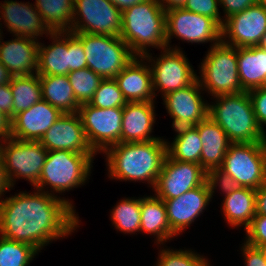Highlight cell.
<instances>
[{"mask_svg": "<svg viewBox=\"0 0 266 266\" xmlns=\"http://www.w3.org/2000/svg\"><path fill=\"white\" fill-rule=\"evenodd\" d=\"M52 44L38 46V75H67L69 73L68 32H52Z\"/></svg>", "mask_w": 266, "mask_h": 266, "instance_id": "25", "label": "cell"}, {"mask_svg": "<svg viewBox=\"0 0 266 266\" xmlns=\"http://www.w3.org/2000/svg\"><path fill=\"white\" fill-rule=\"evenodd\" d=\"M265 33L266 10L258 3L227 18L222 25V41L236 48L258 46Z\"/></svg>", "mask_w": 266, "mask_h": 266, "instance_id": "15", "label": "cell"}, {"mask_svg": "<svg viewBox=\"0 0 266 266\" xmlns=\"http://www.w3.org/2000/svg\"><path fill=\"white\" fill-rule=\"evenodd\" d=\"M10 119L0 111V142L10 137Z\"/></svg>", "mask_w": 266, "mask_h": 266, "instance_id": "48", "label": "cell"}, {"mask_svg": "<svg viewBox=\"0 0 266 266\" xmlns=\"http://www.w3.org/2000/svg\"><path fill=\"white\" fill-rule=\"evenodd\" d=\"M120 11L130 8L133 5L145 2L146 0H110Z\"/></svg>", "mask_w": 266, "mask_h": 266, "instance_id": "50", "label": "cell"}, {"mask_svg": "<svg viewBox=\"0 0 266 266\" xmlns=\"http://www.w3.org/2000/svg\"><path fill=\"white\" fill-rule=\"evenodd\" d=\"M0 149L11 186H14L16 179L23 178L35 187L48 155V151L40 142L9 137L3 143L0 142Z\"/></svg>", "mask_w": 266, "mask_h": 266, "instance_id": "9", "label": "cell"}, {"mask_svg": "<svg viewBox=\"0 0 266 266\" xmlns=\"http://www.w3.org/2000/svg\"><path fill=\"white\" fill-rule=\"evenodd\" d=\"M9 84L13 95V117L42 100L38 74L12 77Z\"/></svg>", "mask_w": 266, "mask_h": 266, "instance_id": "32", "label": "cell"}, {"mask_svg": "<svg viewBox=\"0 0 266 266\" xmlns=\"http://www.w3.org/2000/svg\"><path fill=\"white\" fill-rule=\"evenodd\" d=\"M257 3L260 4L266 10V0H257Z\"/></svg>", "mask_w": 266, "mask_h": 266, "instance_id": "54", "label": "cell"}, {"mask_svg": "<svg viewBox=\"0 0 266 266\" xmlns=\"http://www.w3.org/2000/svg\"><path fill=\"white\" fill-rule=\"evenodd\" d=\"M172 36L188 43L213 42L222 40V27L212 18L187 11L183 8L166 11V43L170 47Z\"/></svg>", "mask_w": 266, "mask_h": 266, "instance_id": "12", "label": "cell"}, {"mask_svg": "<svg viewBox=\"0 0 266 266\" xmlns=\"http://www.w3.org/2000/svg\"><path fill=\"white\" fill-rule=\"evenodd\" d=\"M47 150H70L95 156L78 113H63L39 140Z\"/></svg>", "mask_w": 266, "mask_h": 266, "instance_id": "16", "label": "cell"}, {"mask_svg": "<svg viewBox=\"0 0 266 266\" xmlns=\"http://www.w3.org/2000/svg\"><path fill=\"white\" fill-rule=\"evenodd\" d=\"M201 90L196 79L191 85L162 96L174 129L195 126L208 116L209 104L202 99Z\"/></svg>", "mask_w": 266, "mask_h": 266, "instance_id": "17", "label": "cell"}, {"mask_svg": "<svg viewBox=\"0 0 266 266\" xmlns=\"http://www.w3.org/2000/svg\"><path fill=\"white\" fill-rule=\"evenodd\" d=\"M111 220L119 231L133 233L140 231L141 198H125L121 200L111 212Z\"/></svg>", "mask_w": 266, "mask_h": 266, "instance_id": "33", "label": "cell"}, {"mask_svg": "<svg viewBox=\"0 0 266 266\" xmlns=\"http://www.w3.org/2000/svg\"><path fill=\"white\" fill-rule=\"evenodd\" d=\"M87 140L97 153L121 142L123 108H98L89 103L79 107Z\"/></svg>", "mask_w": 266, "mask_h": 266, "instance_id": "13", "label": "cell"}, {"mask_svg": "<svg viewBox=\"0 0 266 266\" xmlns=\"http://www.w3.org/2000/svg\"><path fill=\"white\" fill-rule=\"evenodd\" d=\"M74 0H36L35 6L52 32H69Z\"/></svg>", "mask_w": 266, "mask_h": 266, "instance_id": "31", "label": "cell"}, {"mask_svg": "<svg viewBox=\"0 0 266 266\" xmlns=\"http://www.w3.org/2000/svg\"><path fill=\"white\" fill-rule=\"evenodd\" d=\"M208 116L227 134L232 143H266V132L257 124L253 103L247 91L213 97Z\"/></svg>", "mask_w": 266, "mask_h": 266, "instance_id": "4", "label": "cell"}, {"mask_svg": "<svg viewBox=\"0 0 266 266\" xmlns=\"http://www.w3.org/2000/svg\"><path fill=\"white\" fill-rule=\"evenodd\" d=\"M238 75L244 91L266 86V51L258 46L237 48Z\"/></svg>", "mask_w": 266, "mask_h": 266, "instance_id": "26", "label": "cell"}, {"mask_svg": "<svg viewBox=\"0 0 266 266\" xmlns=\"http://www.w3.org/2000/svg\"><path fill=\"white\" fill-rule=\"evenodd\" d=\"M154 101L127 102L123 107L121 142H146L160 137L151 136L155 123Z\"/></svg>", "mask_w": 266, "mask_h": 266, "instance_id": "23", "label": "cell"}, {"mask_svg": "<svg viewBox=\"0 0 266 266\" xmlns=\"http://www.w3.org/2000/svg\"><path fill=\"white\" fill-rule=\"evenodd\" d=\"M127 103L115 79H103L89 102L93 107L123 108Z\"/></svg>", "mask_w": 266, "mask_h": 266, "instance_id": "36", "label": "cell"}, {"mask_svg": "<svg viewBox=\"0 0 266 266\" xmlns=\"http://www.w3.org/2000/svg\"><path fill=\"white\" fill-rule=\"evenodd\" d=\"M77 102L89 103L103 78L89 68L75 70L67 74Z\"/></svg>", "mask_w": 266, "mask_h": 266, "instance_id": "35", "label": "cell"}, {"mask_svg": "<svg viewBox=\"0 0 266 266\" xmlns=\"http://www.w3.org/2000/svg\"><path fill=\"white\" fill-rule=\"evenodd\" d=\"M120 38L136 56L147 54L150 46L167 48L166 11L157 0H146L123 10Z\"/></svg>", "mask_w": 266, "mask_h": 266, "instance_id": "3", "label": "cell"}, {"mask_svg": "<svg viewBox=\"0 0 266 266\" xmlns=\"http://www.w3.org/2000/svg\"><path fill=\"white\" fill-rule=\"evenodd\" d=\"M171 230L176 234L184 231L205 210L211 200L207 182L185 192L178 198L162 199Z\"/></svg>", "mask_w": 266, "mask_h": 266, "instance_id": "18", "label": "cell"}, {"mask_svg": "<svg viewBox=\"0 0 266 266\" xmlns=\"http://www.w3.org/2000/svg\"><path fill=\"white\" fill-rule=\"evenodd\" d=\"M11 78L8 69L0 63V85L10 83Z\"/></svg>", "mask_w": 266, "mask_h": 266, "instance_id": "51", "label": "cell"}, {"mask_svg": "<svg viewBox=\"0 0 266 266\" xmlns=\"http://www.w3.org/2000/svg\"><path fill=\"white\" fill-rule=\"evenodd\" d=\"M174 130L177 133L174 141L171 144L166 143L167 156L173 160L200 164L202 141L198 130L194 126L179 127Z\"/></svg>", "mask_w": 266, "mask_h": 266, "instance_id": "30", "label": "cell"}, {"mask_svg": "<svg viewBox=\"0 0 266 266\" xmlns=\"http://www.w3.org/2000/svg\"><path fill=\"white\" fill-rule=\"evenodd\" d=\"M206 182L211 193V198H213L214 189H216L218 185L225 195L231 194L234 190L240 187L229 174H226L220 168L207 171Z\"/></svg>", "mask_w": 266, "mask_h": 266, "instance_id": "38", "label": "cell"}, {"mask_svg": "<svg viewBox=\"0 0 266 266\" xmlns=\"http://www.w3.org/2000/svg\"><path fill=\"white\" fill-rule=\"evenodd\" d=\"M222 210L224 218L232 227L250 226L256 215V190L239 187L231 194L225 195Z\"/></svg>", "mask_w": 266, "mask_h": 266, "instance_id": "27", "label": "cell"}, {"mask_svg": "<svg viewBox=\"0 0 266 266\" xmlns=\"http://www.w3.org/2000/svg\"><path fill=\"white\" fill-rule=\"evenodd\" d=\"M202 141L200 165L207 172L219 169L232 142L225 131L209 116L194 126Z\"/></svg>", "mask_w": 266, "mask_h": 266, "instance_id": "24", "label": "cell"}, {"mask_svg": "<svg viewBox=\"0 0 266 266\" xmlns=\"http://www.w3.org/2000/svg\"><path fill=\"white\" fill-rule=\"evenodd\" d=\"M211 45L201 62V76H197L202 89L214 97L244 92L238 75L237 48L222 40Z\"/></svg>", "mask_w": 266, "mask_h": 266, "instance_id": "5", "label": "cell"}, {"mask_svg": "<svg viewBox=\"0 0 266 266\" xmlns=\"http://www.w3.org/2000/svg\"><path fill=\"white\" fill-rule=\"evenodd\" d=\"M33 193L20 192L0 200V235L40 252L49 242L74 232L79 216L72 201L49 192Z\"/></svg>", "mask_w": 266, "mask_h": 266, "instance_id": "1", "label": "cell"}, {"mask_svg": "<svg viewBox=\"0 0 266 266\" xmlns=\"http://www.w3.org/2000/svg\"><path fill=\"white\" fill-rule=\"evenodd\" d=\"M259 250L262 252L264 258L266 259V243L258 246Z\"/></svg>", "mask_w": 266, "mask_h": 266, "instance_id": "53", "label": "cell"}, {"mask_svg": "<svg viewBox=\"0 0 266 266\" xmlns=\"http://www.w3.org/2000/svg\"><path fill=\"white\" fill-rule=\"evenodd\" d=\"M93 157L70 150L48 151L39 182L34 188L48 193L44 188L49 185L53 196H56L54 192L60 194L77 188L90 176Z\"/></svg>", "mask_w": 266, "mask_h": 266, "instance_id": "6", "label": "cell"}, {"mask_svg": "<svg viewBox=\"0 0 266 266\" xmlns=\"http://www.w3.org/2000/svg\"><path fill=\"white\" fill-rule=\"evenodd\" d=\"M219 0H186L183 9L214 19L221 27L224 19L220 17Z\"/></svg>", "mask_w": 266, "mask_h": 266, "instance_id": "39", "label": "cell"}, {"mask_svg": "<svg viewBox=\"0 0 266 266\" xmlns=\"http://www.w3.org/2000/svg\"><path fill=\"white\" fill-rule=\"evenodd\" d=\"M256 215L266 216V183L256 189Z\"/></svg>", "mask_w": 266, "mask_h": 266, "instance_id": "46", "label": "cell"}, {"mask_svg": "<svg viewBox=\"0 0 266 266\" xmlns=\"http://www.w3.org/2000/svg\"><path fill=\"white\" fill-rule=\"evenodd\" d=\"M140 231L155 235L157 244L177 236L170 228L164 201L156 196L141 198Z\"/></svg>", "mask_w": 266, "mask_h": 266, "instance_id": "28", "label": "cell"}, {"mask_svg": "<svg viewBox=\"0 0 266 266\" xmlns=\"http://www.w3.org/2000/svg\"><path fill=\"white\" fill-rule=\"evenodd\" d=\"M121 30L122 11L110 0L73 1L72 26L69 32L117 37Z\"/></svg>", "mask_w": 266, "mask_h": 266, "instance_id": "10", "label": "cell"}, {"mask_svg": "<svg viewBox=\"0 0 266 266\" xmlns=\"http://www.w3.org/2000/svg\"><path fill=\"white\" fill-rule=\"evenodd\" d=\"M73 34L83 44L87 68L103 79H114L136 57L120 36L90 33Z\"/></svg>", "mask_w": 266, "mask_h": 266, "instance_id": "7", "label": "cell"}, {"mask_svg": "<svg viewBox=\"0 0 266 266\" xmlns=\"http://www.w3.org/2000/svg\"><path fill=\"white\" fill-rule=\"evenodd\" d=\"M219 3L224 9L225 21L227 18L255 5L257 0H219Z\"/></svg>", "mask_w": 266, "mask_h": 266, "instance_id": "43", "label": "cell"}, {"mask_svg": "<svg viewBox=\"0 0 266 266\" xmlns=\"http://www.w3.org/2000/svg\"><path fill=\"white\" fill-rule=\"evenodd\" d=\"M140 60V61H139ZM145 58H133L114 79L127 102L154 101L152 71Z\"/></svg>", "mask_w": 266, "mask_h": 266, "instance_id": "22", "label": "cell"}, {"mask_svg": "<svg viewBox=\"0 0 266 266\" xmlns=\"http://www.w3.org/2000/svg\"><path fill=\"white\" fill-rule=\"evenodd\" d=\"M0 63L6 67L12 77L37 74L39 42L27 37L16 36L15 39L1 42Z\"/></svg>", "mask_w": 266, "mask_h": 266, "instance_id": "21", "label": "cell"}, {"mask_svg": "<svg viewBox=\"0 0 266 266\" xmlns=\"http://www.w3.org/2000/svg\"><path fill=\"white\" fill-rule=\"evenodd\" d=\"M167 141L159 138L146 142H120L103 153L109 169V178L124 181H146L156 185L167 156Z\"/></svg>", "mask_w": 266, "mask_h": 266, "instance_id": "2", "label": "cell"}, {"mask_svg": "<svg viewBox=\"0 0 266 266\" xmlns=\"http://www.w3.org/2000/svg\"><path fill=\"white\" fill-rule=\"evenodd\" d=\"M0 111L10 120L13 118V95L9 83L0 85Z\"/></svg>", "mask_w": 266, "mask_h": 266, "instance_id": "45", "label": "cell"}, {"mask_svg": "<svg viewBox=\"0 0 266 266\" xmlns=\"http://www.w3.org/2000/svg\"><path fill=\"white\" fill-rule=\"evenodd\" d=\"M42 100L47 101L62 113H78L77 102L67 75H39Z\"/></svg>", "mask_w": 266, "mask_h": 266, "instance_id": "29", "label": "cell"}, {"mask_svg": "<svg viewBox=\"0 0 266 266\" xmlns=\"http://www.w3.org/2000/svg\"><path fill=\"white\" fill-rule=\"evenodd\" d=\"M63 113L47 101L41 100L20 112L10 121V137L39 141Z\"/></svg>", "mask_w": 266, "mask_h": 266, "instance_id": "19", "label": "cell"}, {"mask_svg": "<svg viewBox=\"0 0 266 266\" xmlns=\"http://www.w3.org/2000/svg\"><path fill=\"white\" fill-rule=\"evenodd\" d=\"M206 182V171L200 164L182 162L166 156L154 191L159 199L178 198Z\"/></svg>", "mask_w": 266, "mask_h": 266, "instance_id": "14", "label": "cell"}, {"mask_svg": "<svg viewBox=\"0 0 266 266\" xmlns=\"http://www.w3.org/2000/svg\"><path fill=\"white\" fill-rule=\"evenodd\" d=\"M245 266H266V259L258 247L251 246L245 241L242 249Z\"/></svg>", "mask_w": 266, "mask_h": 266, "instance_id": "44", "label": "cell"}, {"mask_svg": "<svg viewBox=\"0 0 266 266\" xmlns=\"http://www.w3.org/2000/svg\"><path fill=\"white\" fill-rule=\"evenodd\" d=\"M0 5V17L14 36L38 40V36L42 37L45 33L48 36L52 33L35 5L12 0H5L4 4L0 3Z\"/></svg>", "mask_w": 266, "mask_h": 266, "instance_id": "20", "label": "cell"}, {"mask_svg": "<svg viewBox=\"0 0 266 266\" xmlns=\"http://www.w3.org/2000/svg\"><path fill=\"white\" fill-rule=\"evenodd\" d=\"M161 250L156 266H211L207 259L192 250Z\"/></svg>", "mask_w": 266, "mask_h": 266, "instance_id": "37", "label": "cell"}, {"mask_svg": "<svg viewBox=\"0 0 266 266\" xmlns=\"http://www.w3.org/2000/svg\"><path fill=\"white\" fill-rule=\"evenodd\" d=\"M148 52L143 57L151 63L153 91L159 90L162 95L191 85L197 74L180 48H165L157 59ZM195 72V73H194Z\"/></svg>", "mask_w": 266, "mask_h": 266, "instance_id": "11", "label": "cell"}, {"mask_svg": "<svg viewBox=\"0 0 266 266\" xmlns=\"http://www.w3.org/2000/svg\"><path fill=\"white\" fill-rule=\"evenodd\" d=\"M10 188H12V186L5 171L4 157L0 149V199H2V194H4L5 191L10 190Z\"/></svg>", "mask_w": 266, "mask_h": 266, "instance_id": "47", "label": "cell"}, {"mask_svg": "<svg viewBox=\"0 0 266 266\" xmlns=\"http://www.w3.org/2000/svg\"><path fill=\"white\" fill-rule=\"evenodd\" d=\"M157 2L167 11L170 9L183 8L186 0H157Z\"/></svg>", "mask_w": 266, "mask_h": 266, "instance_id": "49", "label": "cell"}, {"mask_svg": "<svg viewBox=\"0 0 266 266\" xmlns=\"http://www.w3.org/2000/svg\"><path fill=\"white\" fill-rule=\"evenodd\" d=\"M69 72L87 68V60L82 42L68 32Z\"/></svg>", "mask_w": 266, "mask_h": 266, "instance_id": "40", "label": "cell"}, {"mask_svg": "<svg viewBox=\"0 0 266 266\" xmlns=\"http://www.w3.org/2000/svg\"><path fill=\"white\" fill-rule=\"evenodd\" d=\"M246 231V243L258 247L266 243V216L255 215Z\"/></svg>", "mask_w": 266, "mask_h": 266, "instance_id": "41", "label": "cell"}, {"mask_svg": "<svg viewBox=\"0 0 266 266\" xmlns=\"http://www.w3.org/2000/svg\"><path fill=\"white\" fill-rule=\"evenodd\" d=\"M220 169L240 187L258 189L266 183V143H232Z\"/></svg>", "mask_w": 266, "mask_h": 266, "instance_id": "8", "label": "cell"}, {"mask_svg": "<svg viewBox=\"0 0 266 266\" xmlns=\"http://www.w3.org/2000/svg\"><path fill=\"white\" fill-rule=\"evenodd\" d=\"M258 47H260L261 49L266 51V33L262 36V38L258 44Z\"/></svg>", "mask_w": 266, "mask_h": 266, "instance_id": "52", "label": "cell"}, {"mask_svg": "<svg viewBox=\"0 0 266 266\" xmlns=\"http://www.w3.org/2000/svg\"><path fill=\"white\" fill-rule=\"evenodd\" d=\"M253 103L255 118L259 127L265 132L266 126V86L248 91Z\"/></svg>", "mask_w": 266, "mask_h": 266, "instance_id": "42", "label": "cell"}, {"mask_svg": "<svg viewBox=\"0 0 266 266\" xmlns=\"http://www.w3.org/2000/svg\"><path fill=\"white\" fill-rule=\"evenodd\" d=\"M38 252L29 244L0 235V266H28Z\"/></svg>", "mask_w": 266, "mask_h": 266, "instance_id": "34", "label": "cell"}]
</instances>
